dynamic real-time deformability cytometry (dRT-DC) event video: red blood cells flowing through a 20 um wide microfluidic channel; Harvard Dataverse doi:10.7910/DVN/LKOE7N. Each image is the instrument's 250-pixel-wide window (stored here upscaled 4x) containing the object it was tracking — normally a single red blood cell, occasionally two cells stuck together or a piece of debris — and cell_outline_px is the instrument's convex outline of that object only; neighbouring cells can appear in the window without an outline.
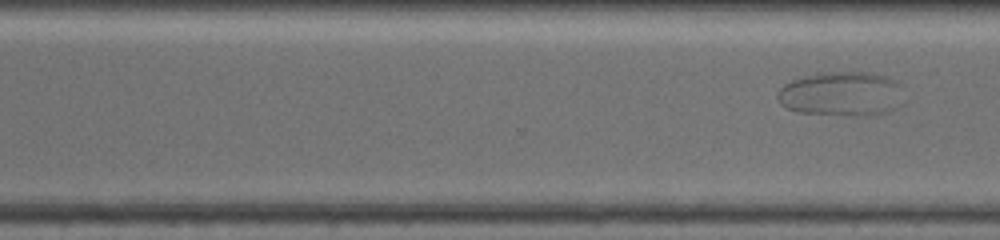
{"species": "common noctule bat (a hibernating species)", "species_latin": "Nyctalus noctula", "temperature_condition": "warm", "stored_images_in_passage": 11, "segment_of_instrument_passage": [2, 2], "camera_frame_rate_fps": 3000, "um_per_image_px": 0.085, "animal": {"sex": "female", "body_mass_g": 19.5, "forearm_length_mm": 54.1}, "frame": {"image": 1, "passage_image": 11, "time_ms": 8.0, "image_size_px": [1000, 240], "cell_outline_px": [[896, 108], [888, 112], [872, 116], [852, 116], [796, 112], [784, 108], [780, 104], [776, 96], [776, 92], [784, 84], [792, 80], [804, 76], [828, 72], [872, 72], [888, 76], [896, 80]], "centroid_in_image_um": [71.4, 7.99], "position_along_channel_um": 299.2, "area_um2": 32.54}}